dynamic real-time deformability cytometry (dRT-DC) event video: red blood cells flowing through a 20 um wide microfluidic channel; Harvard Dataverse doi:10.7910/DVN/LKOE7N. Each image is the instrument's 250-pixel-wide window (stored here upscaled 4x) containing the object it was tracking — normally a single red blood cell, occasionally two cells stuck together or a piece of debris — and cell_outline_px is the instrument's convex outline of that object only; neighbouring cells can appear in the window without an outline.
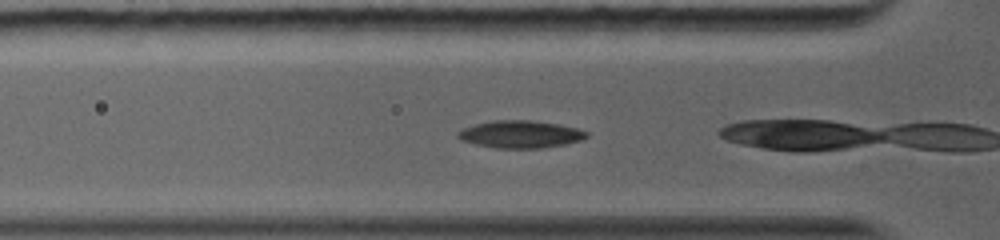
{"species": "common noctule bat (a hibernating species)", "species_latin": "Nyctalus noctula", "temperature_condition": "warm", "stored_images_in_passage": 5, "camera_frame_rate_fps": 5000, "um_per_image_px": 0.085, "animal": {"sex": "female", "body_mass_g": 19.0, "forearm_length_mm": 56.7}, "frame": {"image": 1, "passage_image": 2, "time_ms": 0.6, "image_size_px": [1000, 240], "cell_outline_px": [[588, 136], [580, 140], [564, 144], [540, 148], [496, 148], [476, 144], [460, 140], [456, 136], [456, 132], [464, 128], [476, 124], [492, 120], [532, 120], [560, 124], [576, 128], [588, 132]], "centroid_in_image_um": [44.21, 11.4], "position_along_channel_um": 81.6, "area_um2": 20.52}}